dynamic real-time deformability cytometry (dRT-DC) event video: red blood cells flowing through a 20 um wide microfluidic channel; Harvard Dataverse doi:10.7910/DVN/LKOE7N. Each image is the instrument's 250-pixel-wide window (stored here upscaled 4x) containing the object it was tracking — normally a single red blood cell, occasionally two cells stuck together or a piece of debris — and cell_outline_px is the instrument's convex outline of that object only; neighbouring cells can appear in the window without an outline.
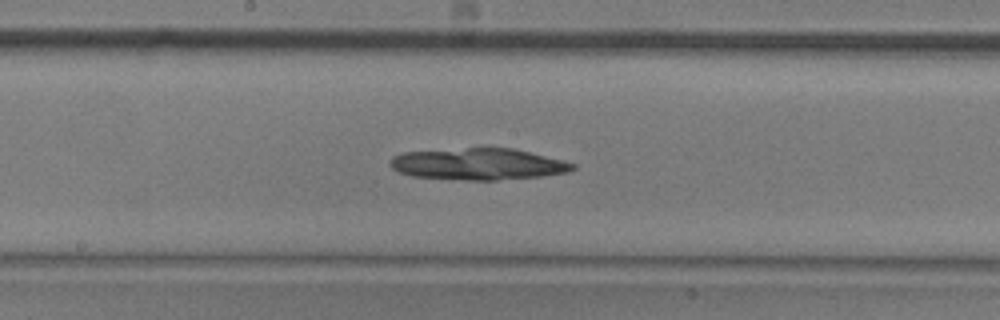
{"species": "common noctule bat (a hibernating species)", "species_latin": "Nyctalus noctula", "temperature_condition": "room temperature", "stored_images_in_passage": 38, "camera_frame_rate_fps": 3000, "um_per_image_px": 0.085, "animal": {"sex": "male", "body_mass_g": 20.5, "forearm_length_mm": 52.5}, "frame": {"image": 1, "passage_image": 13, "time_ms": 4.0, "image_size_px": [1000, 320], "cell_outline_px": [[576, 168], [568, 172], [540, 176], [496, 180], [468, 180], [412, 176], [400, 172], [392, 168], [388, 164], [392, 156], [404, 152], [468, 148], [512, 148], [564, 160], [576, 164]], "centroid_in_image_um": [40.65, 13.94], "position_along_channel_um": 207.5, "area_um2": 33.47}}
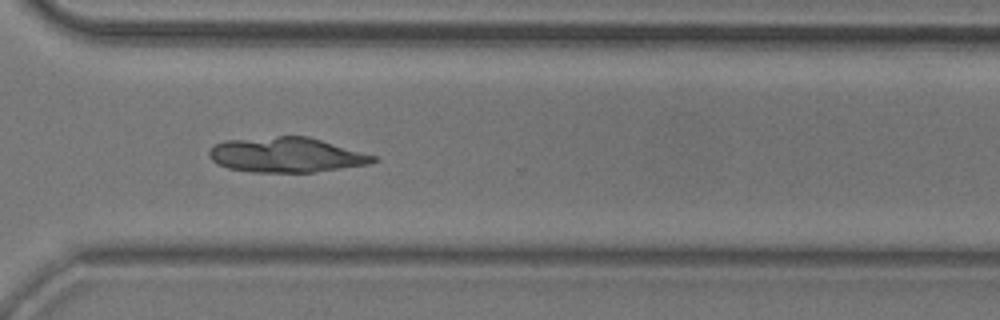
{"frame": {"image": 2, "passage_image": 24, "time_ms": 7.667, "image_size_px": [1000, 320], "cell_outline_px": [[380, 160], [368, 164], [312, 172], [252, 172], [228, 168], [216, 164], [208, 156], [208, 152], [216, 144], [224, 140], [276, 136], [308, 136], [376, 156]], "centroid_in_image_um": [24.31, 13.16], "position_along_channel_um": 346.3, "area_um2": 33.35}}
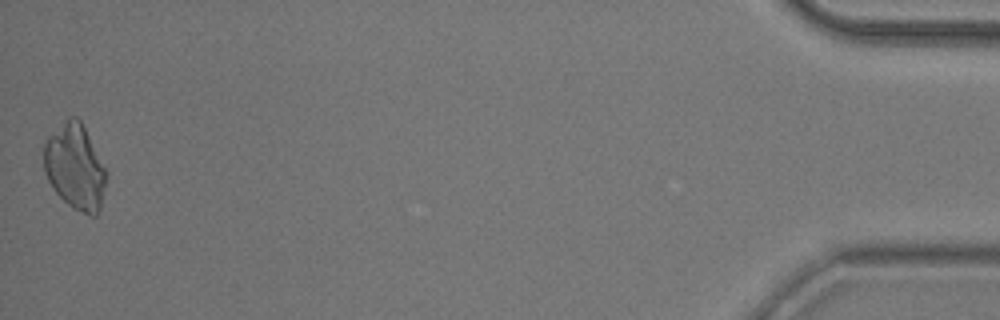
{"frame": {"image": 3, "passage_image": 38, "time_ms": 12.333, "image_size_px": [1000, 320], "cell_outline_px": [[108, 176], [100, 208], [96, 216], [88, 216], [72, 208], [52, 188], [44, 172], [44, 144], [48, 136], [68, 116], [76, 116], [80, 120], [108, 172]], "centroid_in_image_um": [6.39, 14.2], "position_along_channel_um": 428.8, "area_um2": 31.33}}